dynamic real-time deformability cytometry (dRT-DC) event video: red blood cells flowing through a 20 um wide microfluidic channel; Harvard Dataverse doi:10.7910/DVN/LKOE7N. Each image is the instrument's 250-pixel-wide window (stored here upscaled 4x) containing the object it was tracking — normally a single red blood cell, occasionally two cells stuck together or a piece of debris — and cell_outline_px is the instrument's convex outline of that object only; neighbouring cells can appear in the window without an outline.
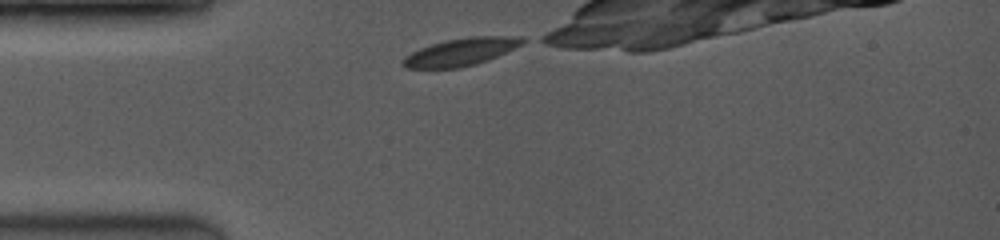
{"species": "common noctule bat (a hibernating species)", "species_latin": "Nyctalus noctula", "temperature_condition": "room temperature", "stored_images_in_passage": 43, "camera_frame_rate_fps": 3500, "um_per_image_px": 0.085, "animal": {"sex": "female", "body_mass_g": 19.0, "forearm_length_mm": 53.3}, "frame": {"image": 1, "passage_image": 1, "time_ms": 0.0, "image_size_px": [1000, 240], "cell_outline_px": [[528, 40], [488, 60], [476, 64], [460, 68], [408, 68], [400, 64], [404, 56], [420, 48], [444, 40], [472, 36], [520, 36]], "centroid_in_image_um": [39.14, 4.41], "position_along_channel_um": 45.9, "area_um2": 19.07}}
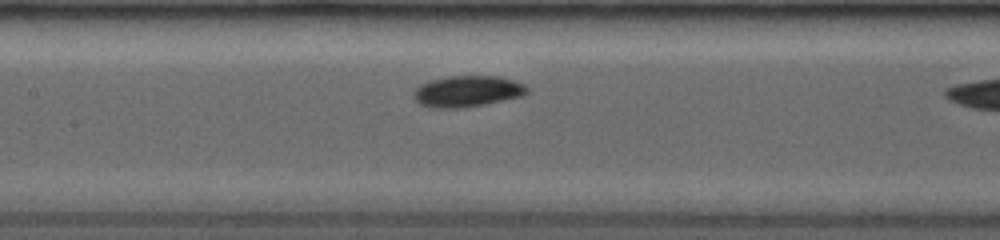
{"frame": {"image": 2, "passage_image": 15, "time_ms": 3.429, "image_size_px": [1000, 240], "cell_outline_px": [[528, 92], [524, 96], [484, 104], [460, 108], [432, 108], [420, 104], [412, 96], [412, 92], [420, 84], [432, 80], [448, 76], [496, 76], [512, 80], [524, 84], [528, 88]], "centroid_in_image_um": [39.71, 7.76], "position_along_channel_um": 167.7, "area_um2": 20.63}}
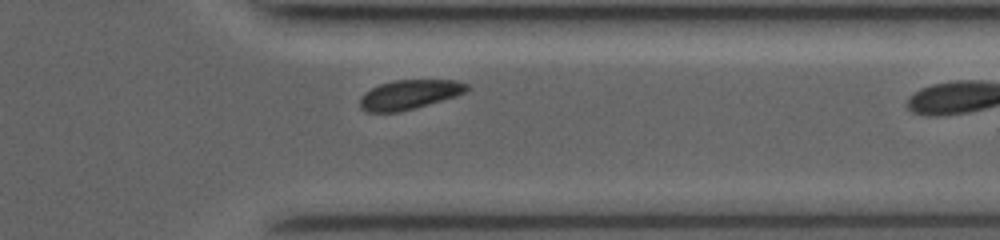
{"frame": {"image": 3, "passage_image": 37, "time_ms": 8.571, "image_size_px": [1000, 240], "cell_outline_px": [[472, 88], [456, 96], [400, 112], [368, 112], [360, 108], [360, 96], [364, 92], [380, 84], [392, 80], [456, 80], [468, 84]], "centroid_in_image_um": [34.79, 8.03], "position_along_channel_um": 376.6, "area_um2": 18.38}}